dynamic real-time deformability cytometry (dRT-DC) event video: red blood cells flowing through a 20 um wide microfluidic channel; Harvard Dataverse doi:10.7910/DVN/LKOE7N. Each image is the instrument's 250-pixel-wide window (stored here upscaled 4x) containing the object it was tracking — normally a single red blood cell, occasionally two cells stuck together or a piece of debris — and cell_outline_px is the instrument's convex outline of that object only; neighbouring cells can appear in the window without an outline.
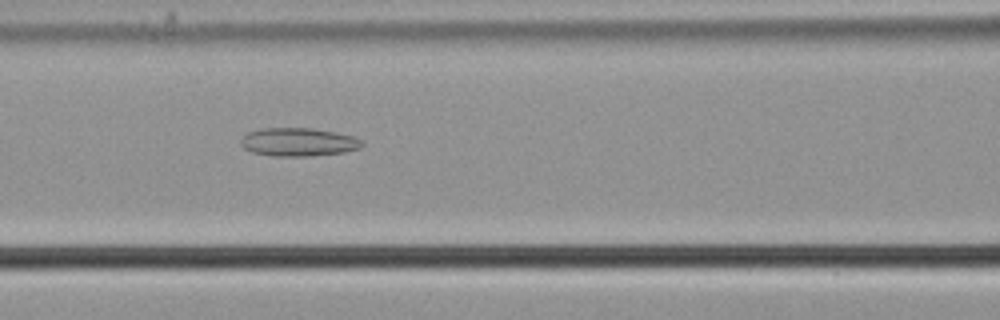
{"species": "common noctule bat (a hibernating species)", "species_latin": "Nyctalus noctula", "temperature_condition": "cold", "stored_images_in_passage": 54, "camera_frame_rate_fps": 3000, "um_per_image_px": 0.085, "animal": {"sex": "male", "body_mass_g": 21.5, "forearm_length_mm": 52.0}, "frame": {"image": 1, "passage_image": 23, "time_ms": 7.333, "image_size_px": [1000, 320], "cell_outline_px": [[364, 144], [360, 148], [344, 152], [308, 156], [272, 156], [252, 152], [244, 148], [240, 144], [240, 140], [248, 132], [264, 128], [312, 128], [336, 132], [352, 136], [360, 140]], "centroid_in_image_um": [25.35, 12.07], "position_along_channel_um": 141.3, "area_um2": 19.94}}
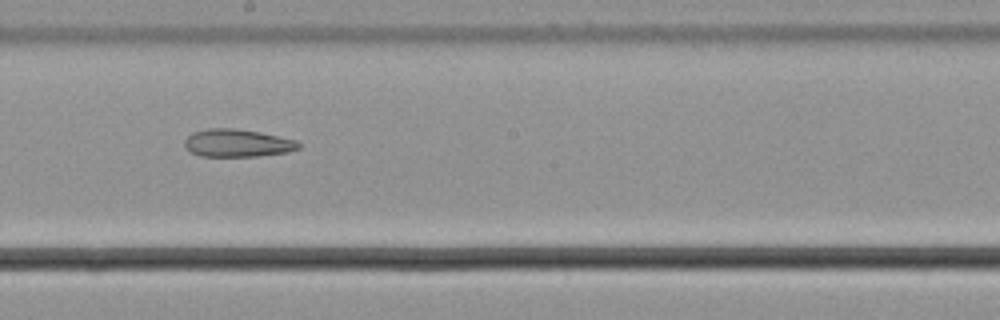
{"frame": {"image": 2, "passage_image": 30, "time_ms": 9.667, "image_size_px": [1000, 320], "cell_outline_px": [[300, 148], [288, 152], [256, 156], [200, 156], [192, 152], [184, 144], [184, 140], [192, 132], [208, 128], [236, 128], [260, 132], [296, 140], [300, 144]], "centroid_in_image_um": [20.18, 12.15], "position_along_channel_um": 228.0, "area_um2": 18.38}}
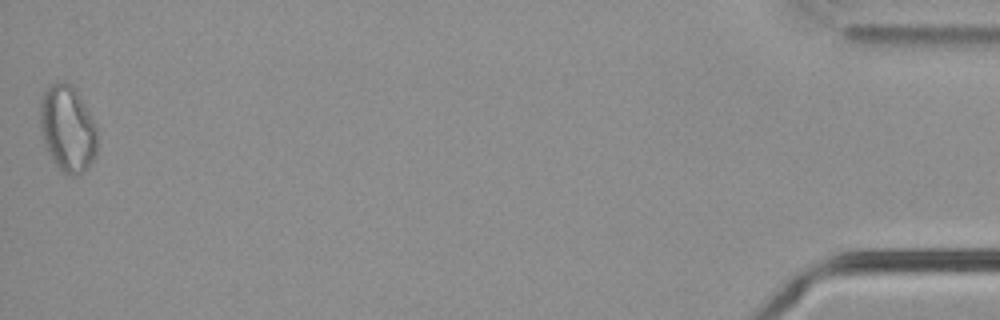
{"frame": {"image": 3, "passage_image": 54, "time_ms": 17.667, "image_size_px": [1000, 320], "cell_outline_px": [[96, 156], [88, 168], [84, 172], [72, 176], [68, 176], [60, 172], [48, 152], [44, 144], [40, 132], [40, 96], [48, 84], [56, 80], [64, 80], [72, 84], [96, 124]], "centroid_in_image_um": [5.71, 10.91], "position_along_channel_um": 429.5, "area_um2": 29.48}, "authors_computed_cell_mechanics": {"area_um2": 23.1489, "velocity_mm_per_s": 3.7246, "shape_relaxation_time_tau1_ms": null, "shape_relaxation_time_tau2_ms": 6.6037, "deformation_change_tau1": null, "deformation_change_tau2": 0.1724}}